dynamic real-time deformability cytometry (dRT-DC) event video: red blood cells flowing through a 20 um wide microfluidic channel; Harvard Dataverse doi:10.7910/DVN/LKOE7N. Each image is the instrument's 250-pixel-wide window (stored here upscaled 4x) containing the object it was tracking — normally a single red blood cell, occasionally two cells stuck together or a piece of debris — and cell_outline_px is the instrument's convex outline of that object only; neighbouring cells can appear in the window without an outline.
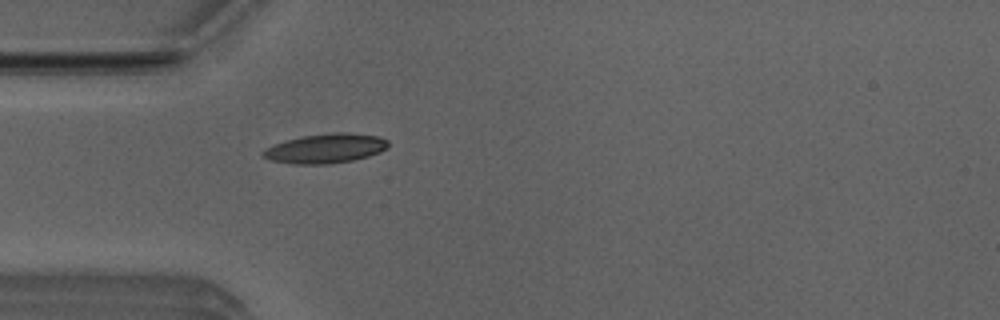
{"species": "Egyptian fruit bat (a non-hibernating species)", "species_latin": "Rousettus aegyptiacus", "temperature_condition": "room temperature", "stored_images_in_passage": 19, "camera_frame_rate_fps": 3000, "um_per_image_px": 0.085, "animal": {"sex": "male"}, "frame": {"image": 1, "passage_image": 3, "time_ms": 0.667, "image_size_px": [1000, 320], "cell_outline_px": [[388, 148], [380, 152], [368, 156], [352, 160], [328, 164], [296, 164], [268, 160], [260, 152], [264, 148], [272, 144], [300, 136], [332, 132], [348, 132], [380, 136], [388, 140]], "centroid_in_image_um": [27.65, 12.6], "position_along_channel_um": 57.3, "area_um2": 21.79}}
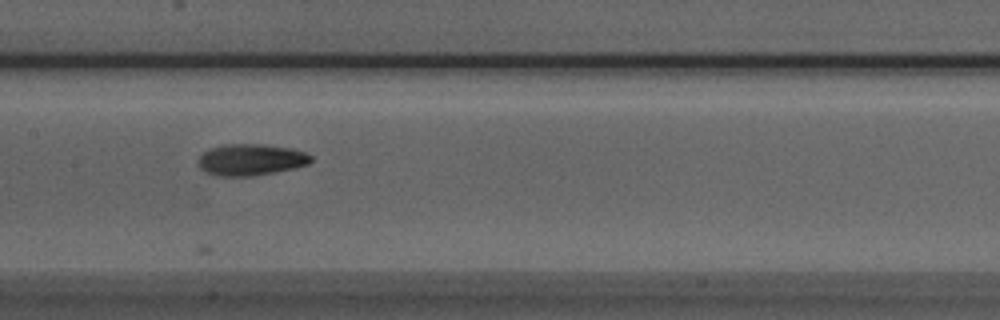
{"frame": {"image": 2, "passage_image": 13, "time_ms": 4.0, "image_size_px": [1000, 320], "cell_outline_px": [[312, 160], [308, 164], [292, 168], [252, 176], [220, 176], [208, 172], [200, 168], [196, 160], [208, 148], [224, 144], [264, 144], [292, 148], [304, 152], [312, 156]], "centroid_in_image_um": [21.3, 13.56], "position_along_channel_um": 186.1, "area_um2": 20.63}}
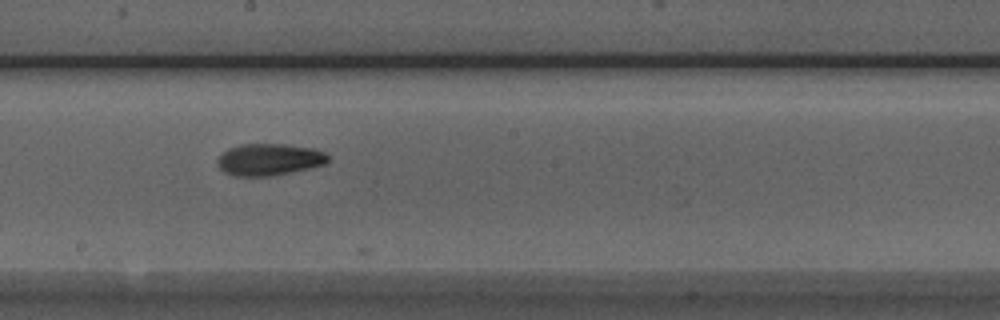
{"frame": {"image": 3, "passage_image": 16, "time_ms": 5.0, "image_size_px": [1000, 320], "cell_outline_px": [[328, 160], [324, 164], [308, 168], [268, 176], [236, 176], [224, 172], [216, 164], [216, 160], [228, 148], [240, 144], [284, 144], [312, 148], [324, 152], [328, 156]], "centroid_in_image_um": [22.83, 13.55], "position_along_channel_um": 225.4, "area_um2": 20.29}}